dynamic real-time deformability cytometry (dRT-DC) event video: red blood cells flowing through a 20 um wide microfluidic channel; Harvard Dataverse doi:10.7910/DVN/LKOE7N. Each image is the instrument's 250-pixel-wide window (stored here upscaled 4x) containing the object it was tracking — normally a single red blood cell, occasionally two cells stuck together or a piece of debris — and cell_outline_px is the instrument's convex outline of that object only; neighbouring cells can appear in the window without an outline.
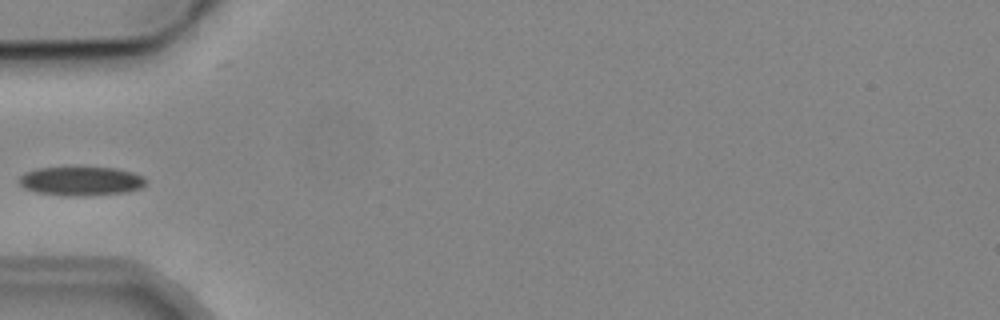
{"species": "common noctule bat (a hibernating species)", "species_latin": "Nyctalus noctula", "temperature_condition": "cold", "stored_images_in_passage": 6, "camera_frame_rate_fps": 3000, "um_per_image_px": 0.085, "animal": {"sex": "male", "body_mass_g": 19.2, "forearm_length_mm": 51.8}, "frame": {"image": 1, "passage_image": 5, "time_ms": 5.0, "image_size_px": [1000, 320], "cell_outline_px": [[144, 184], [140, 188], [128, 192], [84, 196], [64, 196], [36, 192], [24, 188], [20, 184], [20, 176], [24, 172], [36, 168], [72, 164], [116, 168], [132, 172], [144, 176]], "centroid_in_image_um": [6.84, 15.34], "position_along_channel_um": 78.2, "area_um2": 22.48}}